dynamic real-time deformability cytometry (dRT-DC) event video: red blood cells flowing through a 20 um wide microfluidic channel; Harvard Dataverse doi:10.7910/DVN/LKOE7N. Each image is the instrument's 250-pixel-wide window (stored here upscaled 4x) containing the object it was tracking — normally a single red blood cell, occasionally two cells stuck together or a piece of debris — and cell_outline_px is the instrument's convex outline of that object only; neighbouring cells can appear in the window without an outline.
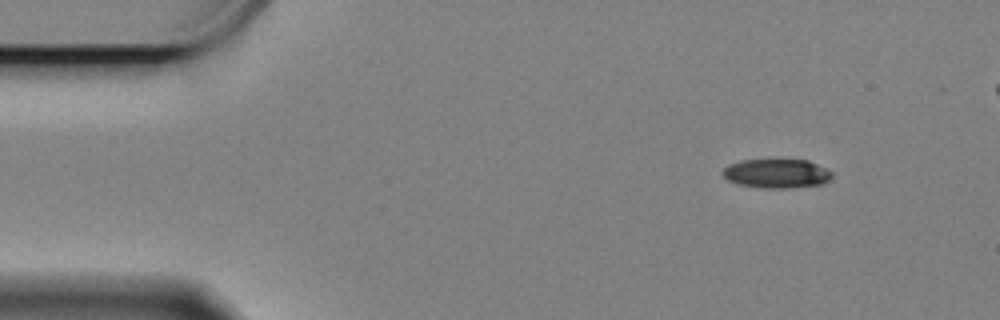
{"species": "Egyptian fruit bat (a non-hibernating species)", "species_latin": "Rousettus aegyptiacus", "temperature_condition": "cold", "stored_images_in_passage": 12, "camera_frame_rate_fps": 3000, "um_per_image_px": 0.085, "animal": {"sex": "female"}, "frame": {"image": 1, "passage_image": 1, "time_ms": 0.0, "image_size_px": [1000, 320], "cell_outline_px": [[832, 176], [824, 184], [792, 188], [764, 188], [736, 184], [728, 180], [720, 172], [728, 164], [740, 160], [776, 156], [808, 160], [832, 172]], "centroid_in_image_um": [65.97, 14.69], "position_along_channel_um": 19.0, "area_um2": 19.59}}